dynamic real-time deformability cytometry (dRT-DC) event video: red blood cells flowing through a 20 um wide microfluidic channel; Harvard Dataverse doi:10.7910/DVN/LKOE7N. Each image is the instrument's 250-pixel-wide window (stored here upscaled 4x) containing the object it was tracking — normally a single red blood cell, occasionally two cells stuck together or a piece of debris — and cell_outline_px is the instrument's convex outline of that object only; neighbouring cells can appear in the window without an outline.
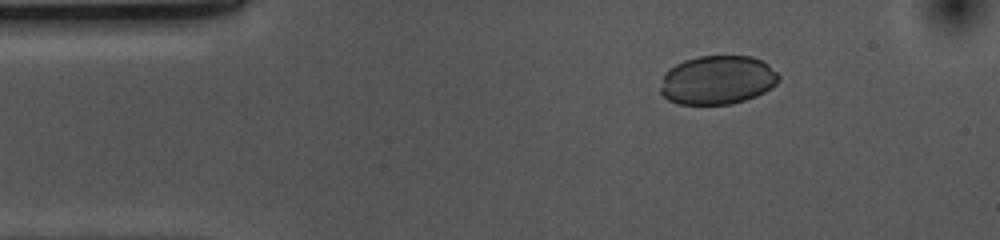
{"species": "common noctule bat (a hibernating species)", "species_latin": "Nyctalus noctula", "temperature_condition": "cold", "stored_images_in_passage": 7, "camera_frame_rate_fps": 3000, "um_per_image_px": 0.085, "animal": {"sex": "female", "body_mass_g": 10.0, "forearm_length_mm": 53.1}, "frame": {"image": 1, "passage_image": 1, "time_ms": 0.0, "image_size_px": [1000, 240], "cell_outline_px": [[780, 80], [776, 84], [764, 92], [756, 96], [732, 104], [680, 104], [668, 100], [660, 92], [660, 88], [664, 72], [676, 64], [684, 60], [700, 56], [752, 56], [768, 64], [780, 76]], "centroid_in_image_um": [60.98, 6.8], "position_along_channel_um": 24.0, "area_um2": 33.7}}